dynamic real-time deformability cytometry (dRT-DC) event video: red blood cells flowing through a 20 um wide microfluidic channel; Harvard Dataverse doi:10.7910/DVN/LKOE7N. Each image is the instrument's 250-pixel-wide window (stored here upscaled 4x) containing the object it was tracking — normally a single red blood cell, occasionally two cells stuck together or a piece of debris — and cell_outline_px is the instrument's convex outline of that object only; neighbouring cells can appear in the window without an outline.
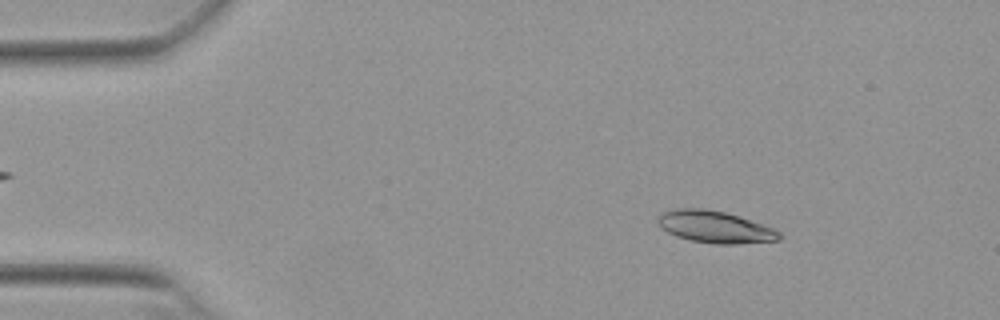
{"species": "Egyptian fruit bat (a non-hibernating species)", "species_latin": "Rousettus aegyptiacus", "temperature_condition": "warm", "stored_images_in_passage": 19, "camera_frame_rate_fps": 3000, "um_per_image_px": 0.085, "animal": {"sex": "female"}, "frame": {"image": 1, "passage_image": 7, "time_ms": 2.0, "image_size_px": [1000, 320], "cell_outline_px": [[784, 236], [780, 240], [736, 244], [716, 244], [692, 240], [676, 236], [660, 228], [656, 220], [656, 216], [664, 212], [676, 208], [704, 208], [724, 212], [772, 228], [780, 232]], "centroid_in_image_um": [60.73, 19.29], "position_along_channel_um": 24.3, "area_um2": 22.48}}
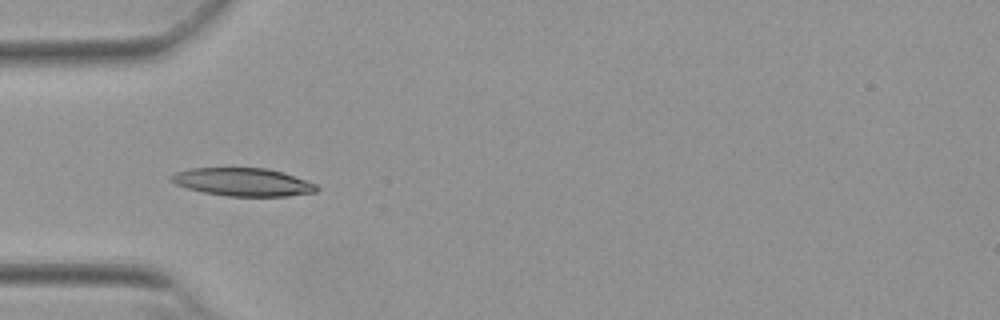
{"frame": {"image": 2, "passage_image": 16, "time_ms": 5.0, "image_size_px": [1000, 320], "cell_outline_px": [[320, 188], [316, 192], [288, 196], [228, 196], [204, 192], [188, 188], [176, 184], [172, 180], [172, 176], [176, 172], [188, 168], [268, 168], [284, 172], [316, 184]], "centroid_in_image_um": [20.7, 15.47], "position_along_channel_um": 64.3, "area_um2": 23.64}}